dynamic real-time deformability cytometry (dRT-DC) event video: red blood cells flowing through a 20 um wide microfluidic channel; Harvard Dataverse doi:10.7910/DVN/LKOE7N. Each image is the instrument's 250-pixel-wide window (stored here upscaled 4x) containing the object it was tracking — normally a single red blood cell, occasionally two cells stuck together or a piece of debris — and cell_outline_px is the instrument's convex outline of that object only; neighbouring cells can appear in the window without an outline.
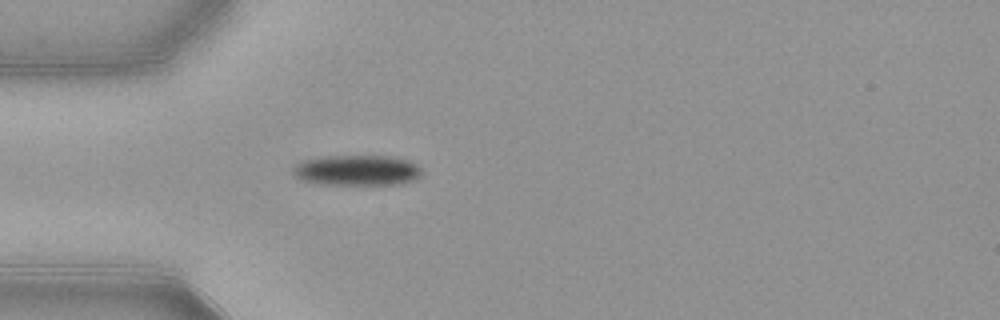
{"species": "common noctule bat (a hibernating species)", "species_latin": "Nyctalus noctula", "temperature_condition": "warm", "stored_images_in_passage": 52, "camera_frame_rate_fps": 3000, "um_per_image_px": 0.085, "animal": {"sex": "female", "body_mass_g": 21.9}, "frame": {"image": 1, "passage_image": 15, "time_ms": 4.667, "image_size_px": [1000, 320], "cell_outline_px": [[420, 176], [416, 180], [404, 184], [320, 184], [300, 180], [292, 172], [292, 168], [296, 164], [304, 160], [328, 156], [388, 156], [404, 160], [416, 164], [420, 168]], "centroid_in_image_um": [30.33, 14.49], "position_along_channel_um": 54.7, "area_um2": 22.77}}
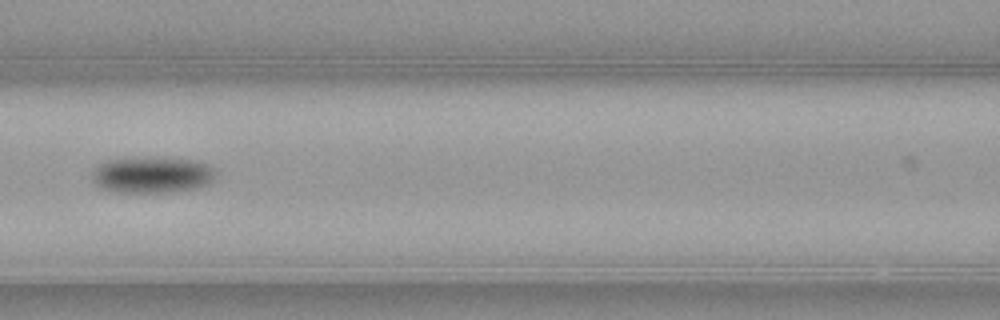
{"frame": {"image": 2, "passage_image": 23, "time_ms": 7.333, "image_size_px": [1000, 320], "cell_outline_px": [[216, 168], [212, 180], [196, 188], [168, 192], [116, 192], [100, 188], [92, 180], [92, 172], [100, 164], [112, 160], [196, 160], [208, 164]], "centroid_in_image_um": [12.93, 14.91], "position_along_channel_um": 153.7, "area_um2": 24.97}}
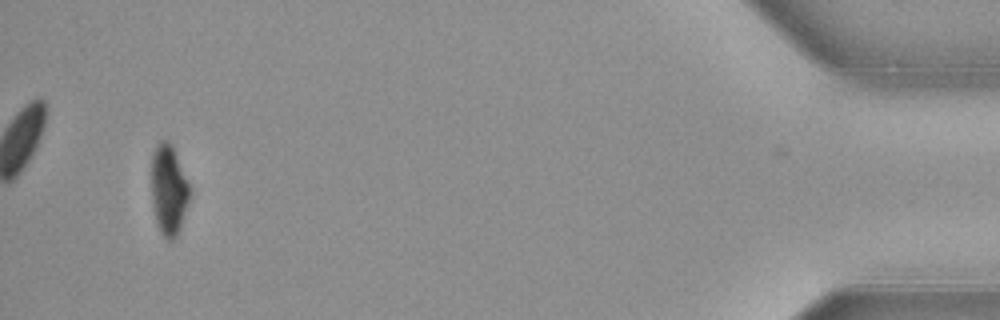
{"frame": {"image": 3, "passage_image": 50, "time_ms": 16.333, "image_size_px": [1000, 320], "cell_outline_px": [[188, 200], [180, 228], [176, 236], [172, 240], [168, 240], [160, 232], [156, 224], [152, 204], [152, 156], [156, 144], [160, 140], [168, 140], [172, 144], [188, 184]], "centroid_in_image_um": [14.3, 16.13], "position_along_channel_um": 420.9, "area_um2": 19.71}, "authors_computed_cell_mechanics": {"area_um2": 22.8888, "velocity_mm_per_s": 3.8958, "shape_relaxation_time_tau1_ms": 3.2459, "shape_relaxation_time_tau2_ms": null, "deformation_change_tau1": 0.1291, "deformation_change_tau2": null}}